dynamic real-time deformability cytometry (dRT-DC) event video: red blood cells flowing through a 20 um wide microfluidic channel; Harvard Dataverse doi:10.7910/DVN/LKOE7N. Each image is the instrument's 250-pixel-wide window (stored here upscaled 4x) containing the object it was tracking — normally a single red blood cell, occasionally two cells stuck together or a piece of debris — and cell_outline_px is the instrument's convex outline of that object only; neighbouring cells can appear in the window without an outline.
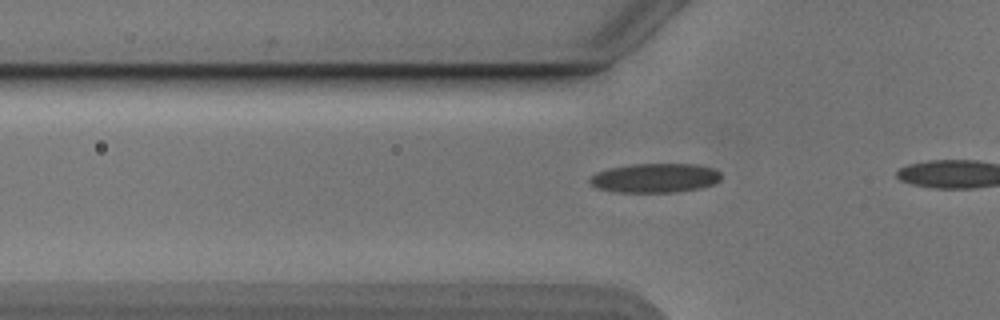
{"species": "Egyptian fruit bat (a non-hibernating species)", "species_latin": "Rousettus aegyptiacus", "temperature_condition": "cold", "stored_images_in_passage": 12, "camera_frame_rate_fps": 3000, "um_per_image_px": 0.085, "animal": {"sex": "male"}, "frame": {"image": 1, "passage_image": 6, "time_ms": 1.667, "image_size_px": [1000, 320], "cell_outline_px": [[720, 180], [716, 184], [700, 188], [676, 192], [616, 192], [596, 188], [588, 180], [596, 172], [608, 168], [632, 164], [696, 164], [712, 168], [720, 172]], "centroid_in_image_um": [55.68, 15.13], "position_along_channel_um": 70.1, "area_um2": 22.48}}
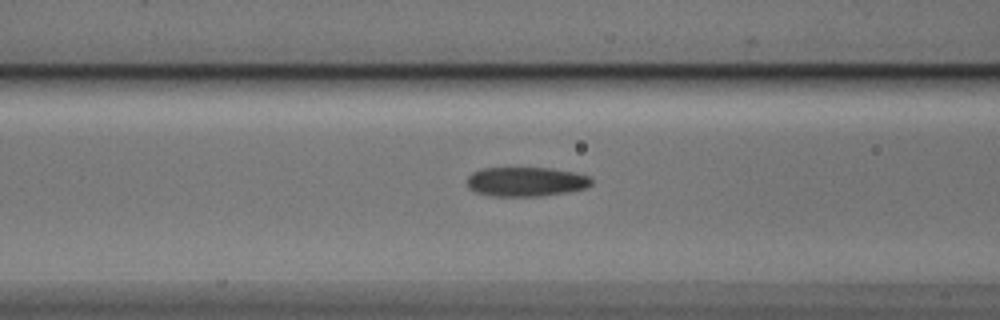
{"frame": {"image": 2, "passage_image": 10, "time_ms": 3.0, "image_size_px": [1000, 320], "cell_outline_px": [[592, 184], [584, 188], [568, 192], [540, 196], [492, 196], [476, 192], [468, 188], [468, 176], [472, 172], [484, 168], [552, 168], [572, 172], [588, 176], [592, 180]], "centroid_in_image_um": [44.69, 15.44], "position_along_channel_um": 121.9, "area_um2": 21.21}}